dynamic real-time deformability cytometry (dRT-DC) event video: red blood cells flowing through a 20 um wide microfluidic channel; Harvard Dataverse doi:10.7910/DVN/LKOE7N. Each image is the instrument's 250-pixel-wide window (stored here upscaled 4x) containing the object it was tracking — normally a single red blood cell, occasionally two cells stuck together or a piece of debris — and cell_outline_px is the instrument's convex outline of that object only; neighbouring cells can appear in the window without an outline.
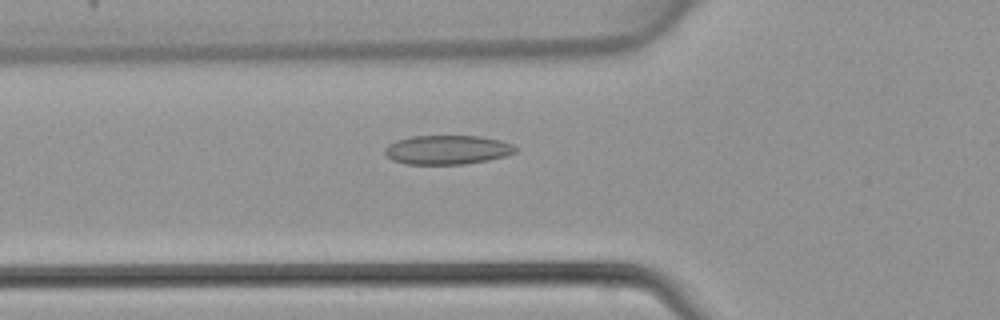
{"species": "common noctule bat (a hibernating species)", "species_latin": "Nyctalus noctula", "temperature_condition": "warm", "stored_images_in_passage": 45, "camera_frame_rate_fps": 3000, "um_per_image_px": 0.085, "animal": {"sex": "female", "body_mass_g": 22.7, "forearm_length_mm": 54.2}, "frame": {"image": 1, "passage_image": 16, "time_ms": 5.0, "image_size_px": [1000, 320], "cell_outline_px": [[516, 152], [504, 156], [488, 160], [464, 164], [404, 164], [392, 160], [384, 152], [384, 148], [388, 144], [396, 140], [412, 136], [480, 136], [500, 140], [512, 144], [516, 148]], "centroid_in_image_um": [37.99, 12.73], "position_along_channel_um": 87.8, "area_um2": 22.2}}
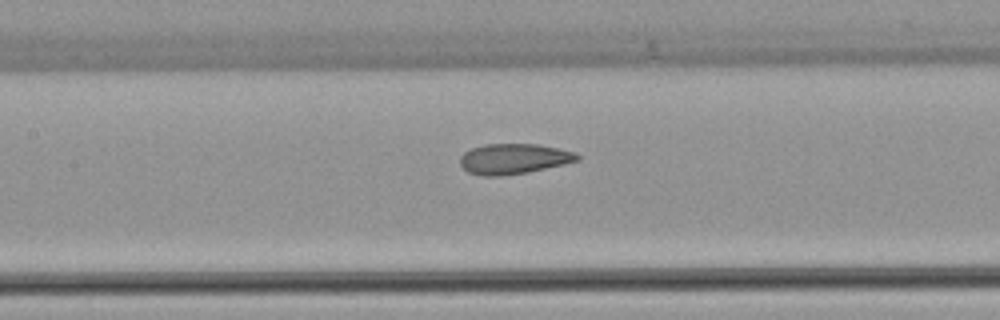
{"frame": {"image": 2, "passage_image": 21, "time_ms": 6.667, "image_size_px": [1000, 320], "cell_outline_px": [[580, 160], [564, 164], [528, 172], [504, 176], [484, 176], [468, 172], [460, 164], [460, 156], [464, 152], [472, 148], [484, 144], [536, 144], [576, 152], [580, 156]], "centroid_in_image_um": [43.66, 13.5], "position_along_channel_um": 163.7, "area_um2": 20.75}}
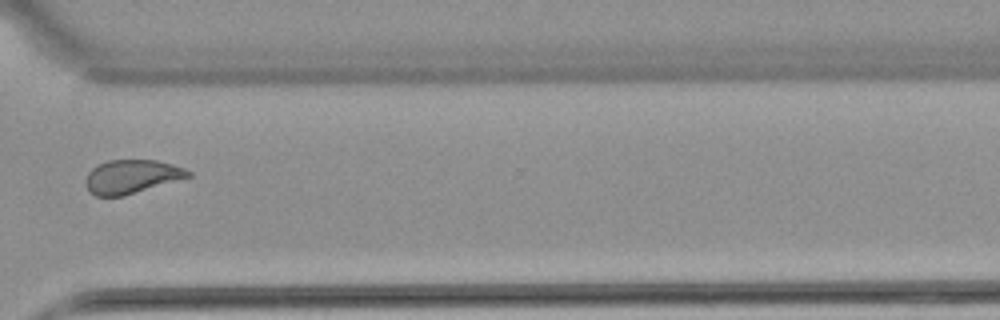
{"frame": {"image": 3, "passage_image": 34, "time_ms": 11.0, "image_size_px": [1000, 320], "cell_outline_px": [[192, 176], [124, 196], [96, 196], [84, 184], [88, 172], [92, 168], [108, 160], [156, 160], [172, 164], [184, 168], [192, 172]], "centroid_in_image_um": [11.2, 15.01], "position_along_channel_um": 359.4, "area_um2": 20.06}}